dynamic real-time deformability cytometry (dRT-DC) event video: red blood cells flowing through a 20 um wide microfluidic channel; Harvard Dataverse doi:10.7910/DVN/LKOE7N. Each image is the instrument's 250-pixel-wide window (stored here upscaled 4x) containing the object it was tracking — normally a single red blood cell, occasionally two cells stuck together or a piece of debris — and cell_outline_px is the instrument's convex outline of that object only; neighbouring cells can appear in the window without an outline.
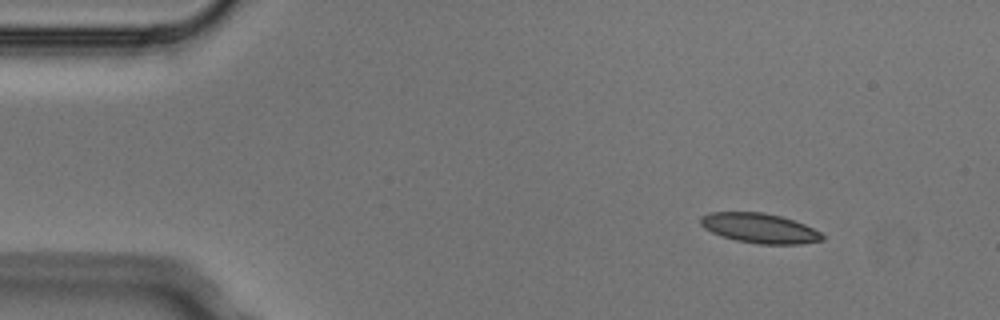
{"species": "Egyptian fruit bat (a non-hibernating species)", "species_latin": "Rousettus aegyptiacus", "temperature_condition": "cold", "stored_images_in_passage": 4, "camera_frame_rate_fps": 3000, "um_per_image_px": 0.085, "animal": {"sex": "male"}, "frame": {"image": 1, "passage_image": 2, "time_ms": 0.333, "image_size_px": [1000, 320], "cell_outline_px": [[824, 240], [800, 244], [760, 244], [736, 240], [712, 232], [704, 228], [700, 224], [700, 216], [708, 212], [764, 212], [780, 216], [804, 224], [820, 232], [824, 236]], "centroid_in_image_um": [64.55, 19.39], "position_along_channel_um": 20.4, "area_um2": 21.04}}